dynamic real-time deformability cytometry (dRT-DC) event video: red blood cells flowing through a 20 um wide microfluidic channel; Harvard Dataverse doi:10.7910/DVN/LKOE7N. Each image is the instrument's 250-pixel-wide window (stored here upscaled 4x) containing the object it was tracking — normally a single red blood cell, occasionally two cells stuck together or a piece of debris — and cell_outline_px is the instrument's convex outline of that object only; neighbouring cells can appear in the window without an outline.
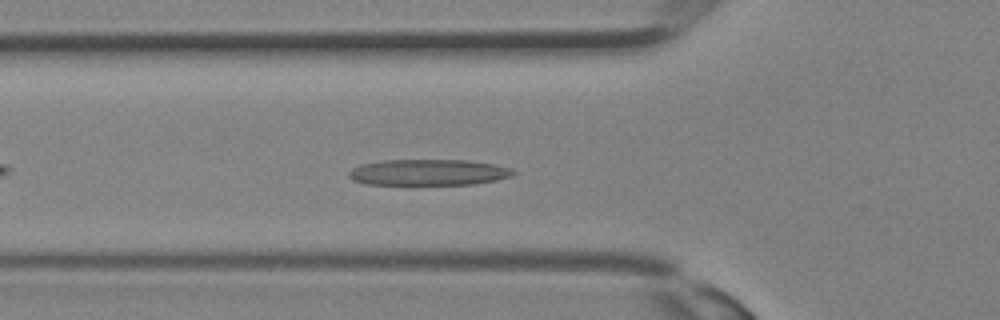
{"species": "Egyptian fruit bat (a non-hibernating species)", "species_latin": "Rousettus aegyptiacus", "temperature_condition": "room temperature", "stored_images_in_passage": 26, "camera_frame_rate_fps": 3000, "um_per_image_px": 0.085, "animal": {"sex": "female"}, "frame": {"image": 1, "passage_image": 4, "time_ms": 1.0, "image_size_px": [1000, 320], "cell_outline_px": [[516, 172], [512, 176], [496, 180], [472, 184], [364, 184], [352, 180], [348, 176], [348, 172], [352, 168], [360, 164], [380, 160], [468, 160], [492, 164], [512, 168]], "centroid_in_image_um": [36.38, 14.64], "position_along_channel_um": 89.4, "area_um2": 25.03}}
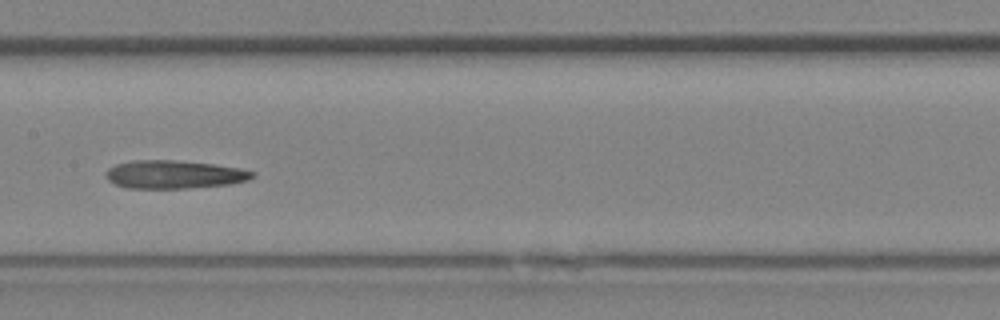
{"frame": {"image": 2, "passage_image": 9, "time_ms": 2.667, "image_size_px": [1000, 320], "cell_outline_px": [[256, 172], [248, 180], [228, 184], [188, 188], [128, 188], [116, 184], [108, 180], [104, 172], [108, 168], [116, 164], [132, 160], [172, 160], [212, 164], [240, 168]], "centroid_in_image_um": [14.76, 14.82], "position_along_channel_um": 192.6, "area_um2": 23.93}}
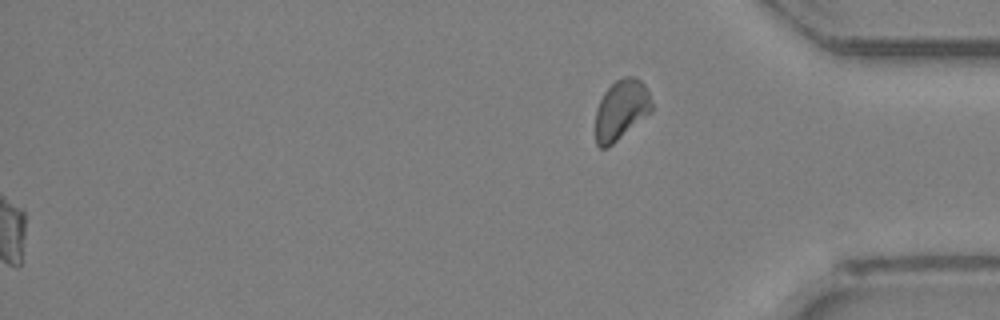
{"frame": {"image": 3, "passage_image": 26, "time_ms": 8.333, "image_size_px": [1000, 320], "cell_outline_px": [[652, 112], [608, 148], [600, 148], [596, 144], [596, 108], [604, 92], [616, 80], [624, 76], [632, 76], [640, 80], [644, 84], [648, 92], [652, 104]], "centroid_in_image_um": [52.8, 9.35], "position_along_channel_um": 382.4, "area_um2": 19.71}}